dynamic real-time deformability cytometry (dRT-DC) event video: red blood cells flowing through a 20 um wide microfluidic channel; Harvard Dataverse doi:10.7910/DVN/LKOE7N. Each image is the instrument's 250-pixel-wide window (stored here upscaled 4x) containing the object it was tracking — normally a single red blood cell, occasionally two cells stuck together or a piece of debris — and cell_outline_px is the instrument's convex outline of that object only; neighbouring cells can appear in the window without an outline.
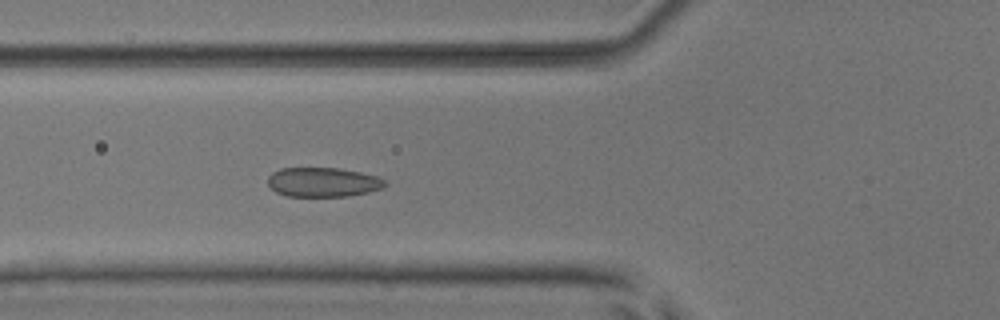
{"species": "common noctule bat (a hibernating species)", "species_latin": "Nyctalus noctula", "temperature_condition": "room temperature", "stored_images_in_passage": 53, "camera_frame_rate_fps": 3000, "um_per_image_px": 0.085, "animal": {"sex": "male", "body_mass_g": 17.9, "forearm_length_mm": 54.2}, "frame": {"image": 1, "passage_image": 20, "time_ms": 6.333, "image_size_px": [1000, 320], "cell_outline_px": [[388, 184], [384, 188], [368, 192], [348, 196], [288, 196], [276, 192], [268, 184], [268, 176], [272, 172], [280, 168], [340, 168], [360, 172], [376, 176], [384, 180]], "centroid_in_image_um": [27.46, 15.48], "position_along_channel_um": 98.3, "area_um2": 20.11}}
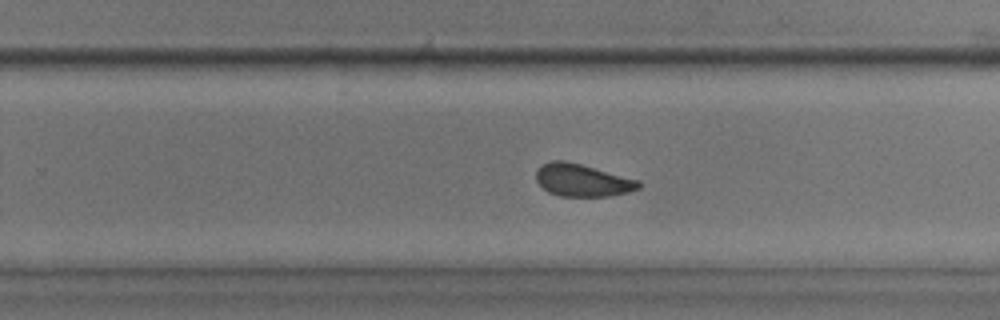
{"frame": {"image": 2, "passage_image": 34, "time_ms": 11.0, "image_size_px": [1000, 320], "cell_outline_px": [[640, 188], [628, 192], [608, 196], [560, 196], [548, 192], [536, 180], [536, 172], [540, 164], [552, 160], [564, 160], [580, 164], [640, 180]], "centroid_in_image_um": [49.48, 15.31], "position_along_channel_um": 280.3, "area_um2": 19.36}}
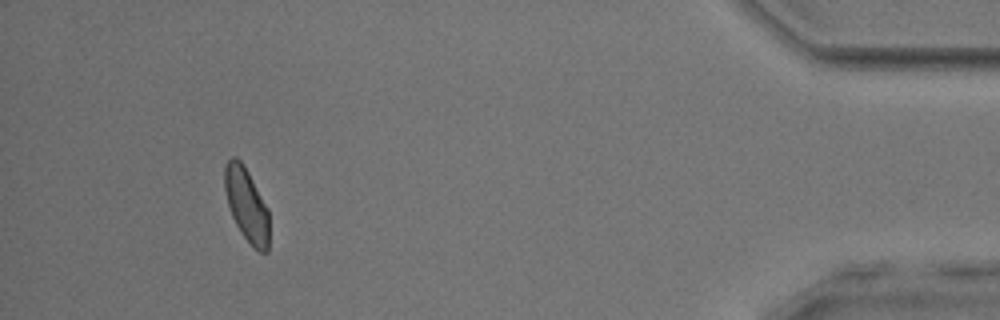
{"frame": {"image": 3, "passage_image": 49, "time_ms": 16.0, "image_size_px": [1000, 320], "cell_outline_px": [[268, 252], [260, 252], [252, 248], [240, 232], [232, 216], [228, 204], [224, 188], [224, 168], [228, 160], [232, 156], [236, 156], [244, 164], [268, 208]], "centroid_in_image_um": [20.95, 17.4], "position_along_channel_um": 414.3, "area_um2": 19.19}, "authors_computed_cell_mechanics": {"area_um2": 20.23, "velocity_mm_per_s": 3.9132, "shape_relaxation_time_tau1_ms": 2.4608, "shape_relaxation_time_tau2_ms": 1.4775, "deformation_change_tau1": 0.0714, "deformation_change_tau2": 0.0559}}